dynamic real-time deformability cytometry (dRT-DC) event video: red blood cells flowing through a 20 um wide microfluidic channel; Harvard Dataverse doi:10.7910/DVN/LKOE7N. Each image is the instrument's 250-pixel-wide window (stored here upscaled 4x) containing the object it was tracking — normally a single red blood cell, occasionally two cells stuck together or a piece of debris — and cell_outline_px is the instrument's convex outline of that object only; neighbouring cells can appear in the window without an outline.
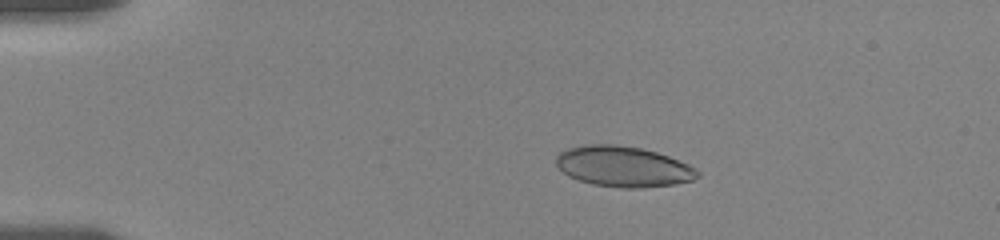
{"species": "human", "species_latin": "Homo sapiens", "temperature_condition": "room temperature", "stored_images_in_passage": 11, "camera_frame_rate_fps": 3000, "um_per_image_px": 0.085, "donor": {"sex": "female"}, "frame": {"image": 1, "passage_image": 4, "time_ms": 3.333, "image_size_px": [1000, 240], "cell_outline_px": [[700, 176], [692, 180], [676, 184], [640, 188], [620, 188], [592, 184], [568, 176], [556, 164], [556, 156], [560, 152], [568, 148], [584, 144], [616, 144], [640, 148], [656, 152], [668, 156], [688, 164], [696, 168], [700, 172]], "centroid_in_image_um": [52.99, 14.15], "position_along_channel_um": 32.0, "area_um2": 33.52}}
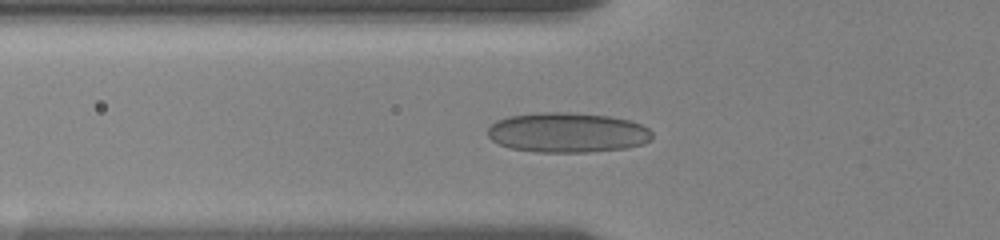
{"frame": {"image": 2, "passage_image": 7, "time_ms": 6.333, "image_size_px": [1000, 240], "cell_outline_px": [[652, 140], [644, 144], [624, 148], [588, 152], [536, 152], [512, 148], [500, 144], [492, 140], [488, 136], [488, 128], [496, 120], [508, 116], [544, 112], [568, 112], [608, 116], [628, 120], [640, 124], [648, 128], [652, 132]], "centroid_in_image_um": [48.24, 11.27], "position_along_channel_um": 77.6, "area_um2": 38.21}}
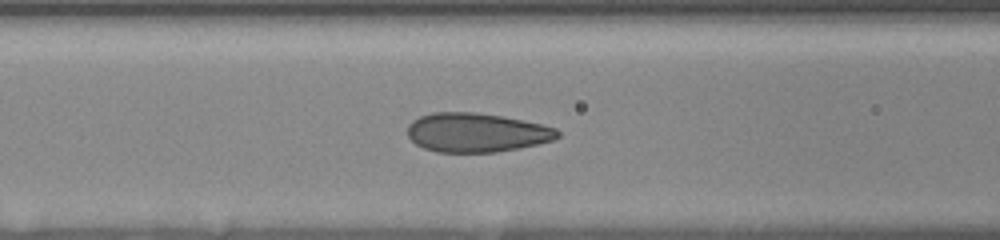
{"frame": {"image": 3, "passage_image": 10, "time_ms": 7.667, "image_size_px": [1000, 240], "cell_outline_px": [[560, 136], [552, 140], [536, 144], [496, 152], [436, 152], [424, 148], [416, 144], [408, 136], [408, 124], [412, 120], [420, 116], [432, 112], [476, 112], [500, 116], [544, 124], [556, 128], [560, 132]], "centroid_in_image_um": [40.49, 11.26], "position_along_channel_um": 126.1, "area_um2": 34.16}}